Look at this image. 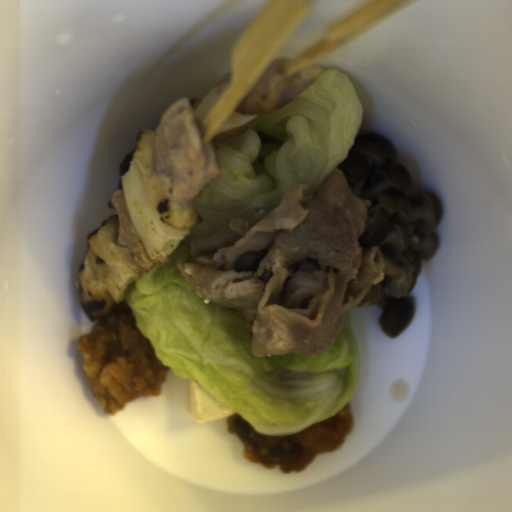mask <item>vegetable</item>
I'll return each instance as SVG.
<instances>
[{
	"instance_id": "vegetable-2",
	"label": "vegetable",
	"mask_w": 512,
	"mask_h": 512,
	"mask_svg": "<svg viewBox=\"0 0 512 512\" xmlns=\"http://www.w3.org/2000/svg\"><path fill=\"white\" fill-rule=\"evenodd\" d=\"M119 230V214L111 215L87 239V254L113 303L124 302L127 285L143 274L126 246L119 244Z\"/></svg>"
},
{
	"instance_id": "vegetable-1",
	"label": "vegetable",
	"mask_w": 512,
	"mask_h": 512,
	"mask_svg": "<svg viewBox=\"0 0 512 512\" xmlns=\"http://www.w3.org/2000/svg\"><path fill=\"white\" fill-rule=\"evenodd\" d=\"M119 189L147 255L153 262L167 263L201 216L194 205L170 193L171 176L154 171L153 131L140 127L119 166Z\"/></svg>"
}]
</instances>
